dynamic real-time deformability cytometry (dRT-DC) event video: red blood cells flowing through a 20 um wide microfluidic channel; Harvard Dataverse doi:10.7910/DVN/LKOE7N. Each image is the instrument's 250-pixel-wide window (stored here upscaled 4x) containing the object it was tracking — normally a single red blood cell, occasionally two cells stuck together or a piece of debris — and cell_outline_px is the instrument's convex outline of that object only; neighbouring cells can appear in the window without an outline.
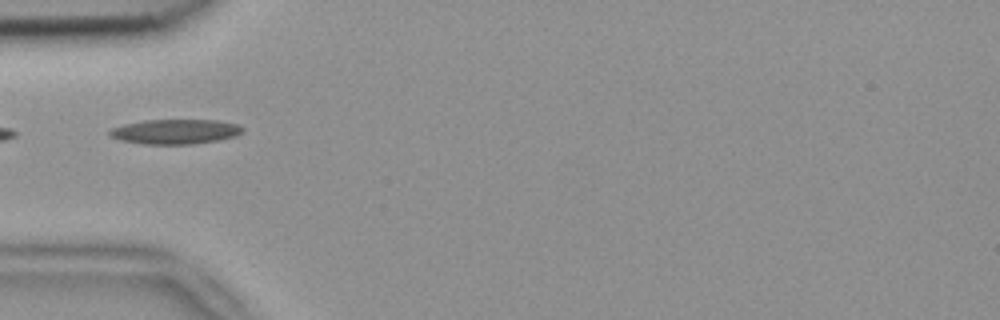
{"species": "common noctule bat (a hibernating species)", "species_latin": "Nyctalus noctula", "temperature_condition": "room temperature", "stored_images_in_passage": 5, "camera_frame_rate_fps": 3000, "um_per_image_px": 0.085, "animal": {"sex": "female", "body_mass_g": 18.4}, "frame": {"image": 1, "passage_image": 2, "time_ms": 0.333, "image_size_px": [1000, 320], "cell_outline_px": [[244, 132], [236, 136], [220, 140], [192, 144], [144, 144], [120, 140], [108, 136], [108, 132], [112, 128], [124, 124], [144, 120], [216, 120], [236, 124], [244, 128]], "centroid_in_image_um": [14.9, 11.19], "position_along_channel_um": 70.1, "area_um2": 19.31}}
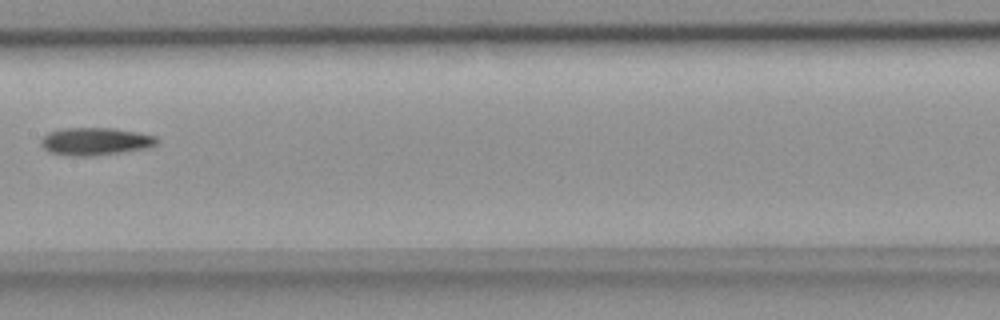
{"frame": {"image": 2, "passage_image": 5, "time_ms": 1.333, "image_size_px": [1000, 320], "cell_outline_px": [[160, 144], [148, 148], [92, 156], [76, 156], [48, 152], [40, 144], [40, 140], [48, 132], [60, 128], [112, 128], [136, 132], [156, 136], [160, 140]], "centroid_in_image_um": [8.12, 12.01], "position_along_channel_um": 199.3, "area_um2": 18.79}}